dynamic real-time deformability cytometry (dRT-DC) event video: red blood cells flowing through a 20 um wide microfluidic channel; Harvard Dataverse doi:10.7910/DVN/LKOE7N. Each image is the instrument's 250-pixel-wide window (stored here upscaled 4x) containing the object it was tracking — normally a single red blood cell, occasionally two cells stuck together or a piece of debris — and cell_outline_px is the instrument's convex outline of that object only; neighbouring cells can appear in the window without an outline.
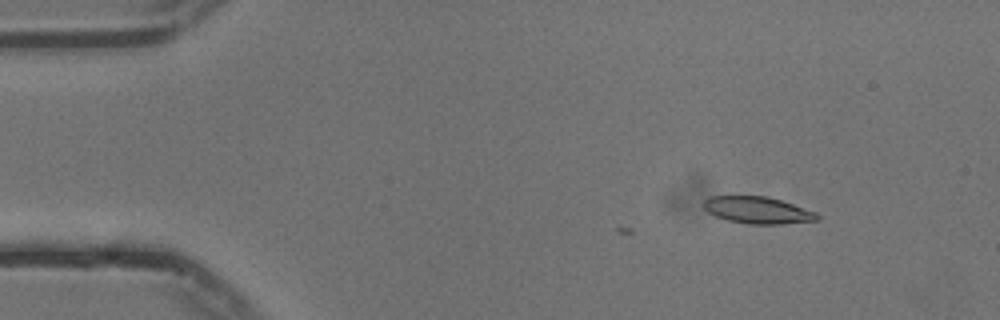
{"species": "common noctule bat (a hibernating species)", "species_latin": "Nyctalus noctula", "temperature_condition": "cold", "stored_images_in_passage": 3, "camera_frame_rate_fps": 3000, "um_per_image_px": 0.085, "animal": {"sex": "male", "body_mass_g": 13.3}, "frame": {"image": 1, "passage_image": 3, "time_ms": 0.667, "image_size_px": [1000, 320], "cell_outline_px": [[820, 220], [780, 224], [748, 224], [728, 220], [716, 216], [708, 212], [704, 208], [704, 200], [712, 196], [768, 196], [816, 212], [820, 216]], "centroid_in_image_um": [64.42, 17.87], "position_along_channel_um": 20.6, "area_um2": 17.69}}